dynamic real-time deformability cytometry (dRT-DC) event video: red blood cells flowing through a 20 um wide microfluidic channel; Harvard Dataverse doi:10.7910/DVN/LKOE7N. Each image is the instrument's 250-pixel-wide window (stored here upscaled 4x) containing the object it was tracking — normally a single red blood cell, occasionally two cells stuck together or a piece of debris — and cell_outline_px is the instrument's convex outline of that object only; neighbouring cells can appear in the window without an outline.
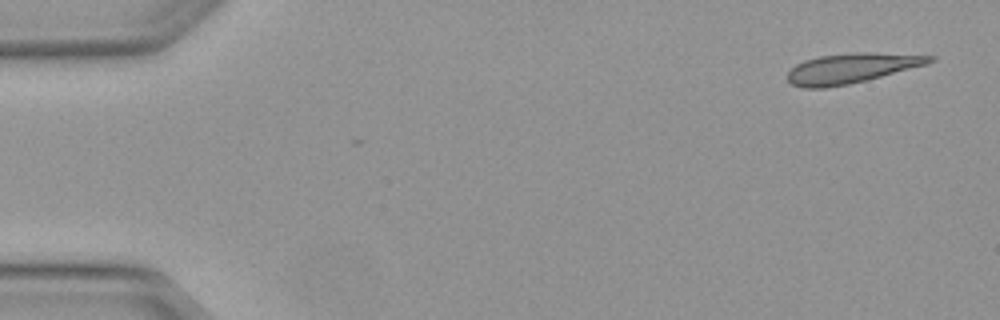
{"species": "Egyptian fruit bat (a non-hibernating species)", "species_latin": "Rousettus aegyptiacus", "temperature_condition": "warm", "stored_images_in_passage": 5, "camera_frame_rate_fps": 3000, "um_per_image_px": 0.085, "animal": {"sex": "female"}, "frame": {"image": 1, "passage_image": 1, "time_ms": 0.0, "image_size_px": [1000, 320], "cell_outline_px": [[936, 60], [928, 64], [848, 84], [824, 88], [804, 88], [792, 84], [788, 80], [788, 72], [796, 64], [804, 60], [820, 56], [852, 52], [868, 52], [936, 56]], "centroid_in_image_um": [72.37, 5.79], "position_along_channel_um": 12.6, "area_um2": 24.57}}
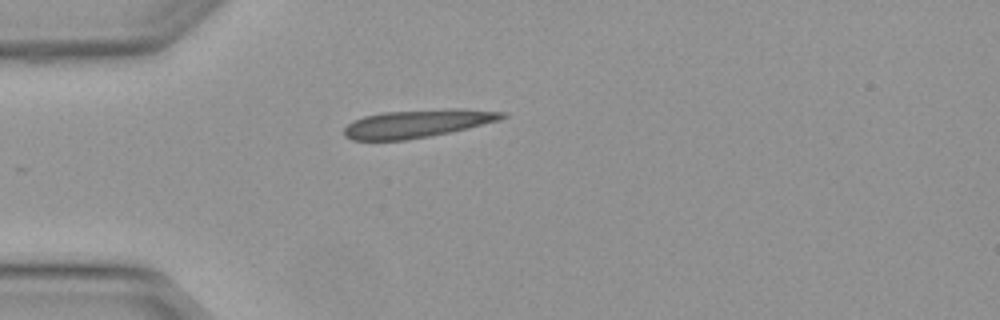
{"frame": {"image": 2, "passage_image": 4, "time_ms": 1.0, "image_size_px": [1000, 320], "cell_outline_px": [[508, 116], [500, 120], [448, 132], [428, 136], [404, 140], [352, 140], [344, 136], [344, 128], [352, 120], [364, 116], [384, 112], [448, 108], [456, 108], [508, 112]], "centroid_in_image_um": [35.47, 10.48], "position_along_channel_um": 49.5, "area_um2": 25.72}}